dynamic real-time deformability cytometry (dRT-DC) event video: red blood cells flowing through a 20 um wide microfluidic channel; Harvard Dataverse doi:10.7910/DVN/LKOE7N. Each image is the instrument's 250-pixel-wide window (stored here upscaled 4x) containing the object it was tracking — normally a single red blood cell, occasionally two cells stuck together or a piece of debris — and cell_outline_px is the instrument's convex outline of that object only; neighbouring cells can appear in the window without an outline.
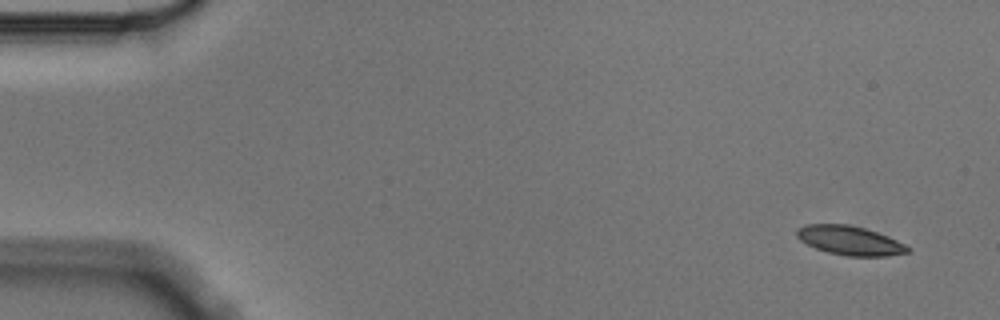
{"species": "Egyptian fruit bat (a non-hibernating species)", "species_latin": "Rousettus aegyptiacus", "temperature_condition": "cold", "stored_images_in_passage": 6, "camera_frame_rate_fps": 3000, "um_per_image_px": 0.085, "animal": {"sex": "male"}, "frame": {"image": 1, "passage_image": 1, "time_ms": 0.0, "image_size_px": [1000, 320], "cell_outline_px": [[912, 248], [908, 252], [888, 256], [844, 256], [828, 252], [816, 248], [800, 240], [796, 236], [796, 228], [804, 224], [848, 224], [864, 228], [876, 232], [896, 240]], "centroid_in_image_um": [72.21, 20.44], "position_along_channel_um": 12.8, "area_um2": 18.79}}
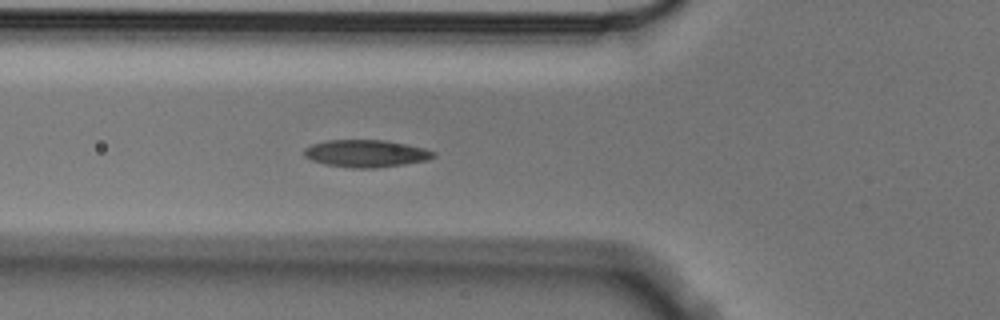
{"frame": {"image": 2, "passage_image": 6, "time_ms": 1.667, "image_size_px": [1000, 320], "cell_outline_px": [[436, 156], [428, 160], [404, 164], [372, 168], [352, 168], [324, 164], [312, 160], [304, 156], [304, 148], [312, 144], [328, 140], [384, 140], [424, 148], [436, 152]], "centroid_in_image_um": [31.1, 13.05], "position_along_channel_um": 94.7, "area_um2": 20.52}}